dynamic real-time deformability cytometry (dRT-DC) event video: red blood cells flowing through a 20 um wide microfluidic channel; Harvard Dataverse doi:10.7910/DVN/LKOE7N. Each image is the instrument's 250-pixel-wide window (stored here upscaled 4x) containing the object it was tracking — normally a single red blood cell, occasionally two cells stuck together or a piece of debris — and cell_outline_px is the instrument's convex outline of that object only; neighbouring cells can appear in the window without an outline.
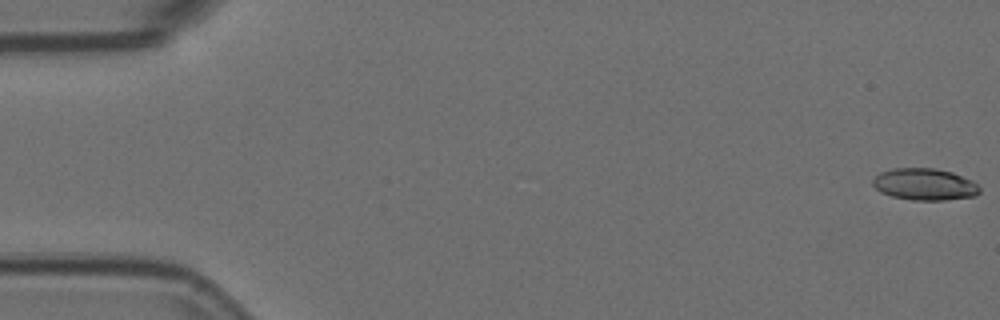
{"species": "Egyptian fruit bat (a non-hibernating species)", "species_latin": "Rousettus aegyptiacus", "temperature_condition": "room temperature", "stored_images_in_passage": 57, "camera_frame_rate_fps": 3000, "um_per_image_px": 0.085, "animal": {"sex": "female"}, "frame": {"image": 1, "passage_image": 1, "time_ms": 0.0, "image_size_px": [1000, 320], "cell_outline_px": [[980, 192], [976, 196], [944, 200], [912, 200], [892, 196], [880, 192], [872, 184], [872, 180], [880, 172], [892, 168], [936, 168], [952, 172], [972, 180], [980, 188]], "centroid_in_image_um": [78.59, 15.66], "position_along_channel_um": 6.4, "area_um2": 19.88}}
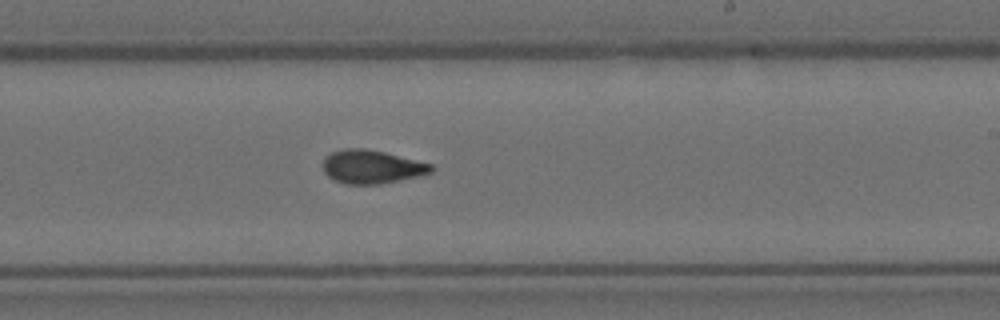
{"frame": {"image": 2, "passage_image": 34, "time_ms": 11.0, "image_size_px": [1000, 320], "cell_outline_px": [[436, 168], [432, 172], [416, 176], [380, 184], [344, 184], [332, 180], [324, 172], [320, 164], [324, 156], [332, 152], [348, 148], [364, 148], [384, 152], [432, 164]], "centroid_in_image_um": [31.53, 14.18], "position_along_channel_um": 257.5, "area_um2": 21.27}}
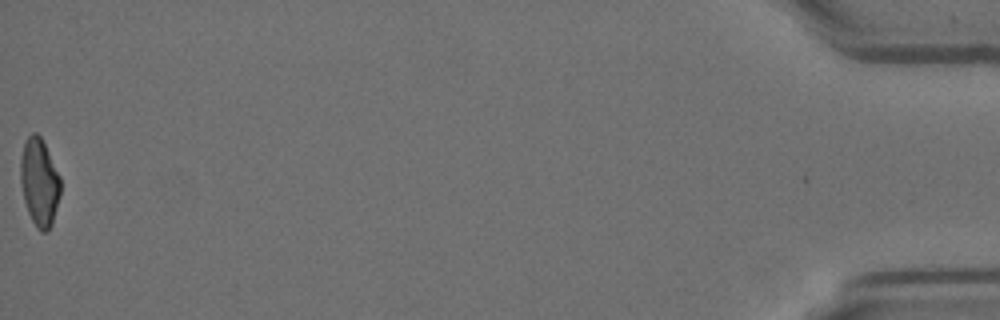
{"frame": {"image": 3, "passage_image": 57, "time_ms": 18.667, "image_size_px": [1000, 320], "cell_outline_px": [[60, 196], [52, 224], [48, 232], [40, 232], [36, 228], [28, 212], [24, 200], [20, 184], [20, 160], [24, 140], [32, 132], [36, 132], [40, 136], [60, 176]], "centroid_in_image_um": [3.33, 15.51], "position_along_channel_um": 431.9, "area_um2": 20.58}, "authors_computed_cell_mechanics": {"area_um2": 20.5768, "velocity_mm_per_s": 3.612, "shape_relaxation_time_tau1_ms": 8.2107, "shape_relaxation_time_tau2_ms": 2.4601, "deformation_change_tau1": 0.2257, "deformation_change_tau2": 0.0863}}